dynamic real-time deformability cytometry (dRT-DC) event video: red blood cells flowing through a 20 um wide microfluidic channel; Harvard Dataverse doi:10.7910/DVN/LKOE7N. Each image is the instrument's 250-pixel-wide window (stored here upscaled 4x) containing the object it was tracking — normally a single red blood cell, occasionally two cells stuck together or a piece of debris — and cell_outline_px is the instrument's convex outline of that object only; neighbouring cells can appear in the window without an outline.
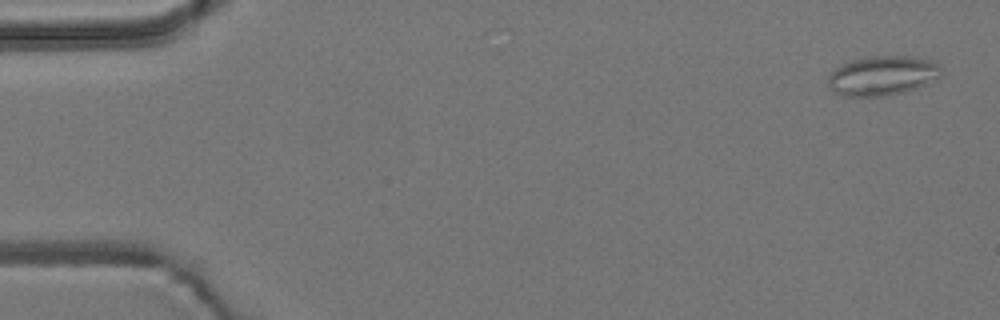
{"species": "common noctule bat (a hibernating species)", "species_latin": "Nyctalus noctula", "temperature_condition": "room temperature", "stored_images_in_passage": 5, "camera_frame_rate_fps": 3000, "um_per_image_px": 0.085, "animal": {"sex": "male", "body_mass_g": 19.2, "forearm_length_mm": 51.8}, "frame": {"image": 1, "passage_image": 1, "time_ms": 0.0, "image_size_px": [1000, 320], "cell_outline_px": [[944, 72], [940, 76], [916, 88], [904, 92], [880, 96], [844, 96], [832, 92], [828, 88], [828, 76], [836, 68], [852, 60], [868, 56], [908, 56], [932, 60], [940, 64]], "centroid_in_image_um": [75.01, 6.42], "position_along_channel_um": 10.0, "area_um2": 26.13}}
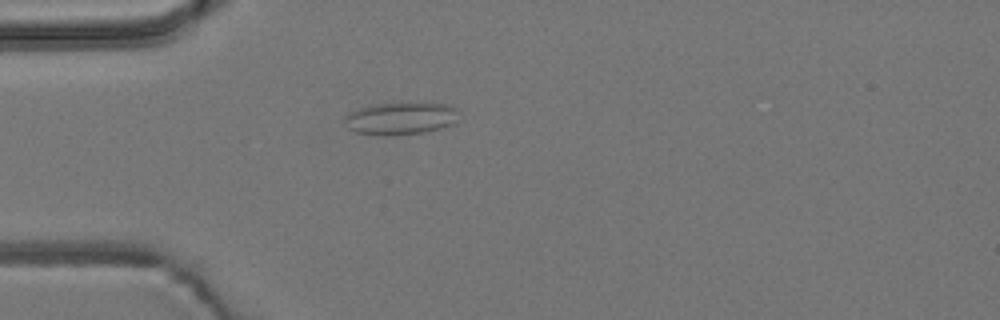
{"frame": {"image": 2, "passage_image": 4, "time_ms": 4.333, "image_size_px": [1000, 320], "cell_outline_px": [[460, 108], [456, 124], [444, 128], [428, 132], [392, 136], [380, 136], [356, 132], [348, 128], [344, 120], [344, 116], [348, 112], [360, 108], [376, 104], [432, 100]], "centroid_in_image_um": [34.17, 10.04], "position_along_channel_um": 50.8, "area_um2": 22.89}}